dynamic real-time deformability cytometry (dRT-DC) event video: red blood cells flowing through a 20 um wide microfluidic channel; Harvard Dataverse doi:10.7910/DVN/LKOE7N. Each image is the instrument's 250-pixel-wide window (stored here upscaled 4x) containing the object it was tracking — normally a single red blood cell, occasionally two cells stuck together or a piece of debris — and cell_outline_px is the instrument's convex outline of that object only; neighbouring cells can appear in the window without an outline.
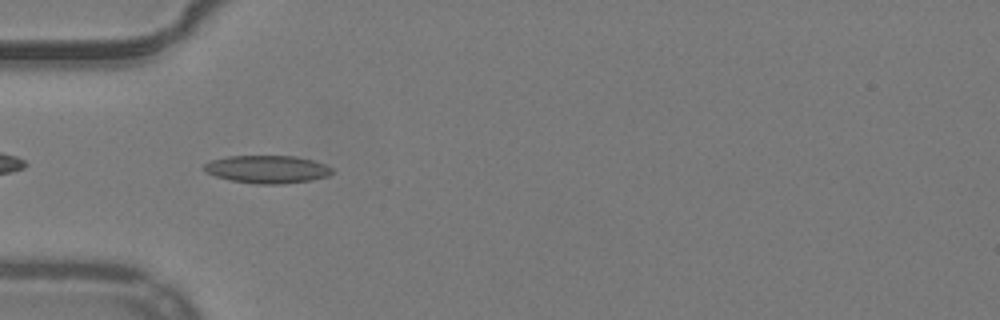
{"species": "common noctule bat (a hibernating species)", "species_latin": "Nyctalus noctula", "temperature_condition": "warm", "stored_images_in_passage": 37, "camera_frame_rate_fps": 3000, "um_per_image_px": 0.085, "animal": {"sex": "male", "body_mass_g": 19.2, "forearm_length_mm": 51.8}, "frame": {"image": 1, "passage_image": 3, "time_ms": 0.667, "image_size_px": [1000, 320], "cell_outline_px": [[332, 172], [328, 176], [312, 180], [284, 184], [256, 184], [232, 180], [216, 176], [208, 172], [204, 168], [204, 164], [212, 160], [228, 156], [296, 156], [312, 160], [324, 164], [332, 168]], "centroid_in_image_um": [22.75, 14.39], "position_along_channel_um": 62.3, "area_um2": 20.58}}
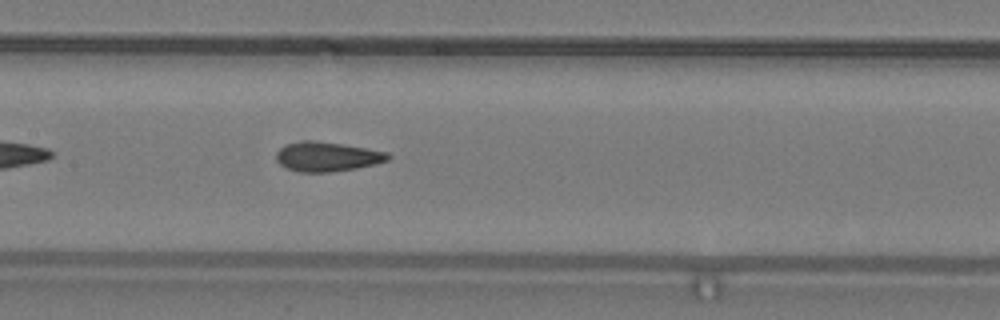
{"frame": {"image": 2, "passage_image": 12, "time_ms": 3.667, "image_size_px": [1000, 320], "cell_outline_px": [[392, 156], [388, 160], [376, 164], [356, 168], [332, 172], [300, 172], [288, 168], [280, 164], [276, 160], [276, 152], [280, 148], [288, 144], [308, 140], [340, 144], [388, 152]], "centroid_in_image_um": [27.82, 13.33], "position_along_channel_um": 179.6, "area_um2": 18.96}}
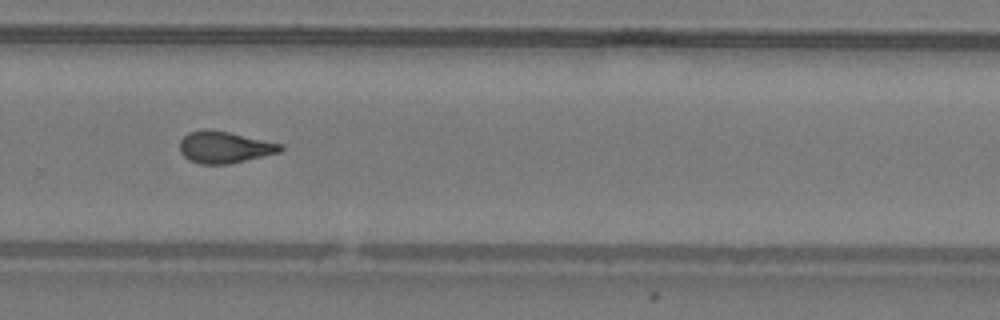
{"frame": {"image": 3, "passage_image": 22, "time_ms": 7.0, "image_size_px": [1000, 320], "cell_outline_px": [[284, 148], [280, 152], [228, 164], [200, 164], [188, 160], [180, 152], [180, 140], [188, 132], [204, 128], [208, 128], [228, 132], [284, 144]], "centroid_in_image_um": [19.06, 12.5], "position_along_channel_um": 310.7, "area_um2": 18.73}, "authors_computed_cell_mechanics": {"area_um2": 18.5538, "velocity_mm_per_s": 3.9606, "shape_relaxation_time_tau1_ms": null, "shape_relaxation_time_tau2_ms": 2.5407, "deformation_change_tau1": null, "deformation_change_tau2": 0.1083}}